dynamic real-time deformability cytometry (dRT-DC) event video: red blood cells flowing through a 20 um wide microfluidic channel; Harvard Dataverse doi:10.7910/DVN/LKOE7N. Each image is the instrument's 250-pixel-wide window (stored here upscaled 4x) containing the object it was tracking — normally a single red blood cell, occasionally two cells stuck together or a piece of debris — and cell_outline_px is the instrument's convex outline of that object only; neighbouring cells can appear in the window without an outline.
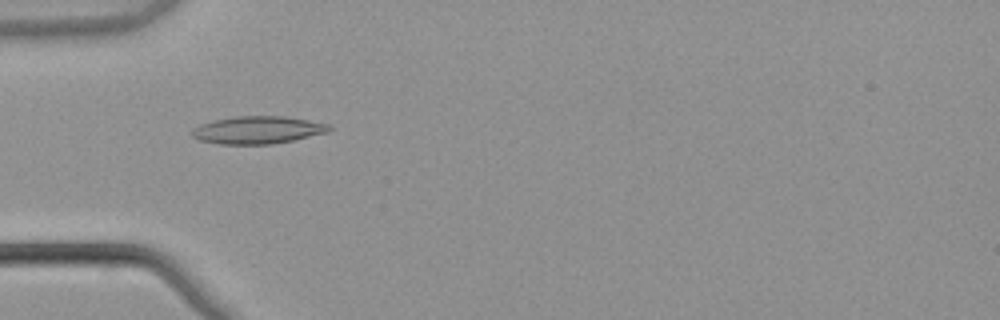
{"species": "common noctule bat (a hibernating species)", "species_latin": "Nyctalus noctula", "temperature_condition": "warm", "stored_images_in_passage": 39, "camera_frame_rate_fps": 3000, "um_per_image_px": 0.085, "animal": {"sex": "male", "body_mass_g": 21.5, "forearm_length_mm": 52.0}, "frame": {"image": 1, "passage_image": 3, "time_ms": 0.667, "image_size_px": [1000, 320], "cell_outline_px": [[332, 128], [328, 132], [292, 140], [272, 144], [220, 144], [200, 140], [192, 136], [192, 128], [200, 124], [216, 120], [236, 116], [284, 116], [332, 124]], "centroid_in_image_um": [21.93, 11.04], "position_along_channel_um": 63.1, "area_um2": 21.96}}
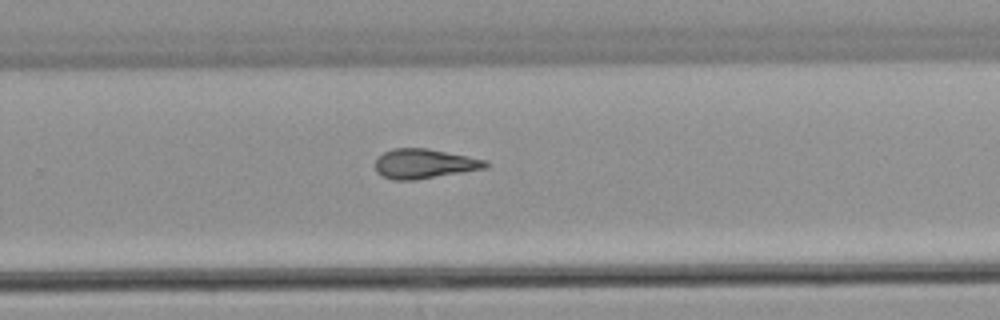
{"frame": {"image": 2, "passage_image": 21, "time_ms": 6.667, "image_size_px": [1000, 320], "cell_outline_px": [[488, 164], [484, 168], [416, 180], [392, 180], [376, 172], [376, 160], [384, 152], [392, 148], [428, 148], [488, 160]], "centroid_in_image_um": [36.05, 13.91], "position_along_channel_um": 293.7, "area_um2": 18.9}}
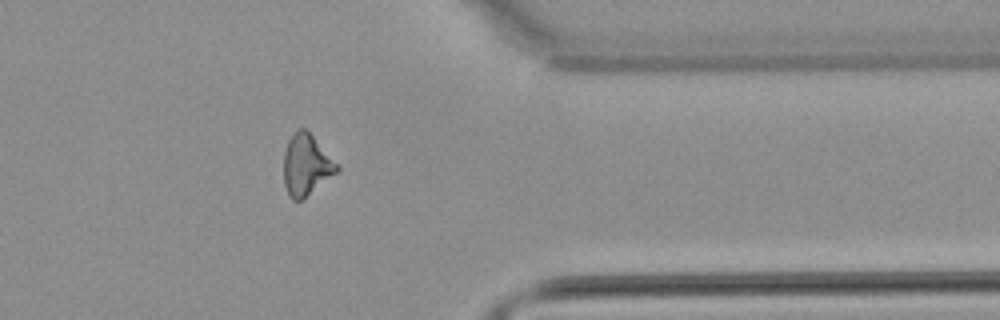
{"frame": {"image": 3, "passage_image": 29, "time_ms": 9.333, "image_size_px": [1000, 320], "cell_outline_px": [[340, 168], [336, 172], [300, 200], [292, 200], [288, 196], [284, 184], [284, 152], [288, 140], [292, 132], [296, 128], [304, 128], [312, 136]], "centroid_in_image_um": [25.97, 14.0], "position_along_channel_um": 385.4, "area_um2": 18.38}, "authors_computed_cell_mechanics": {"area_um2": 19.0162, "velocity_mm_per_s": 3.8866, "shape_relaxation_time_tau1_ms": null, "shape_relaxation_time_tau2_ms": 3.8551, "deformation_change_tau1": null, "deformation_change_tau2": 0.1384}}